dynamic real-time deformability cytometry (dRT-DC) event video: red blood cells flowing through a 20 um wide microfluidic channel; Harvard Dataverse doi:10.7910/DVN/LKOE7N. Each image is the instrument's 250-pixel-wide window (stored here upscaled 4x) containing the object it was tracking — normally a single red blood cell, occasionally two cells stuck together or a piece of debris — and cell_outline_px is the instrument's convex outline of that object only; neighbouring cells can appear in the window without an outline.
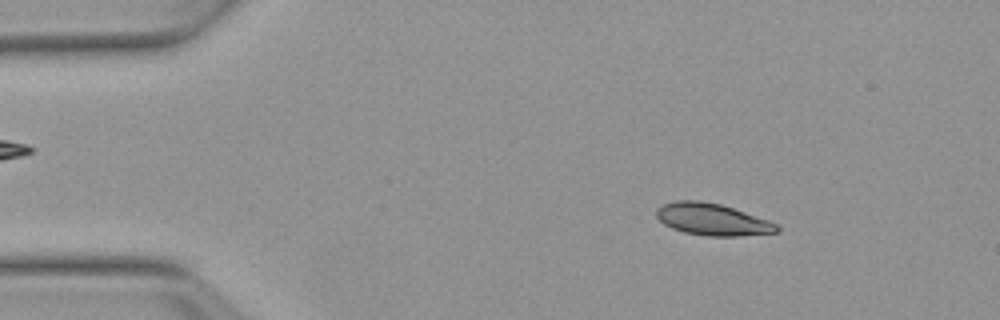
{"species": "Egyptian fruit bat (a non-hibernating species)", "species_latin": "Rousettus aegyptiacus", "temperature_condition": "warm", "stored_images_in_passage": 34, "camera_frame_rate_fps": 3000, "um_per_image_px": 0.085, "animal": {"sex": "female"}, "frame": {"image": 1, "passage_image": 7, "time_ms": 2.0, "image_size_px": [1000, 320], "cell_outline_px": [[780, 232], [736, 236], [704, 236], [684, 232], [672, 228], [664, 224], [656, 216], [656, 208], [664, 204], [676, 200], [696, 200], [720, 204], [768, 220], [776, 224], [780, 228]], "centroid_in_image_um": [60.53, 18.66], "position_along_channel_um": 24.5, "area_um2": 22.25}}
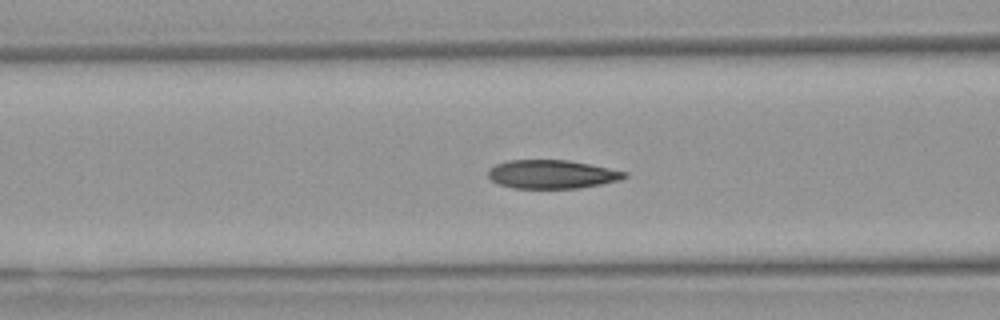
{"frame": {"image": 2, "passage_image": 20, "time_ms": 6.333, "image_size_px": [1000, 320], "cell_outline_px": [[628, 176], [620, 180], [580, 188], [512, 188], [496, 184], [488, 176], [488, 168], [496, 164], [508, 160], [568, 160], [592, 164], [628, 172]], "centroid_in_image_um": [46.91, 14.81], "position_along_channel_um": 119.7, "area_um2": 22.95}}
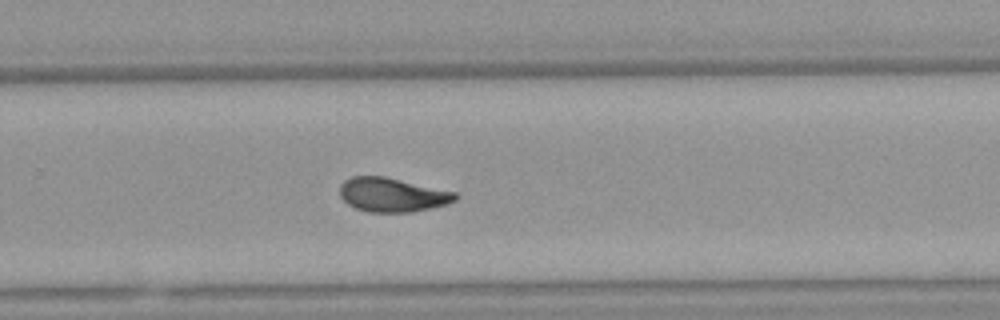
{"frame": {"image": 3, "passage_image": 34, "time_ms": 11.0, "image_size_px": [1000, 320], "cell_outline_px": [[460, 196], [456, 200], [448, 204], [432, 208], [412, 212], [368, 212], [356, 208], [348, 204], [340, 196], [340, 184], [344, 180], [352, 176], [384, 176], [456, 192]], "centroid_in_image_um": [33.36, 16.56], "position_along_channel_um": 296.4, "area_um2": 23.06}}